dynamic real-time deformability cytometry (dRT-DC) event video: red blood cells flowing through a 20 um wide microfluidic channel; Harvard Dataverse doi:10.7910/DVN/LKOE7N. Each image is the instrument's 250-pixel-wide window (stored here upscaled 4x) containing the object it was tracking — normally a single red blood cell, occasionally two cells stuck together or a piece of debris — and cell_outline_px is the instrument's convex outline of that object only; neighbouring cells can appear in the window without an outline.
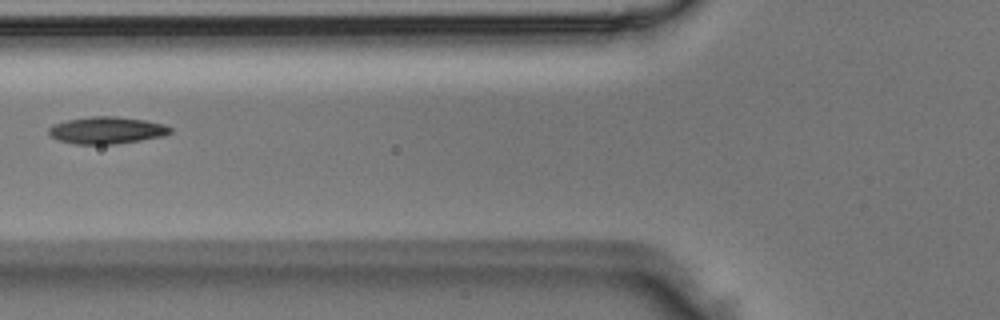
{"species": "Egyptian fruit bat (a non-hibernating species)", "species_latin": "Rousettus aegyptiacus", "temperature_condition": "room temperature", "stored_images_in_passage": 5, "camera_frame_rate_fps": 3000, "um_per_image_px": 0.085, "animal": {"sex": "male"}, "frame": {"image": 1, "passage_image": 5, "time_ms": 1.333, "image_size_px": [1000, 320], "cell_outline_px": [[172, 132], [164, 136], [116, 144], [76, 144], [56, 140], [48, 132], [48, 128], [56, 124], [68, 120], [92, 116], [116, 116], [144, 120], [164, 124], [172, 128]], "centroid_in_image_um": [9.09, 11.08], "position_along_channel_um": 116.7, "area_um2": 19.07}}